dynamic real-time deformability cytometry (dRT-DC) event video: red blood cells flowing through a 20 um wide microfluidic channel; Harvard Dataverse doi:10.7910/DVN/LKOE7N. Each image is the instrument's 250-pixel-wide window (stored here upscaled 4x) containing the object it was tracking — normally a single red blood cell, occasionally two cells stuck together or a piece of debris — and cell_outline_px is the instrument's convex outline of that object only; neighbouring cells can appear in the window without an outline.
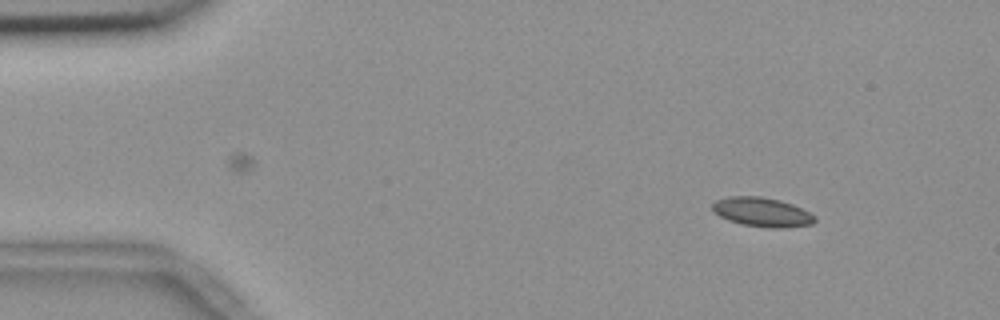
{"species": "common noctule bat (a hibernating species)", "species_latin": "Nyctalus noctula", "temperature_condition": "room temperature", "stored_images_in_passage": 4, "camera_frame_rate_fps": 3000, "um_per_image_px": 0.085, "animal": {"sex": "female", "body_mass_g": 18.4}, "frame": {"image": 1, "passage_image": 1, "time_ms": 0.0, "image_size_px": [1000, 320], "cell_outline_px": [[816, 220], [812, 224], [780, 228], [768, 228], [744, 224], [728, 220], [712, 212], [712, 204], [716, 200], [728, 196], [760, 196], [780, 200], [792, 204], [816, 216]], "centroid_in_image_um": [64.75, 18.02], "position_along_channel_um": 20.3, "area_um2": 17.4}}
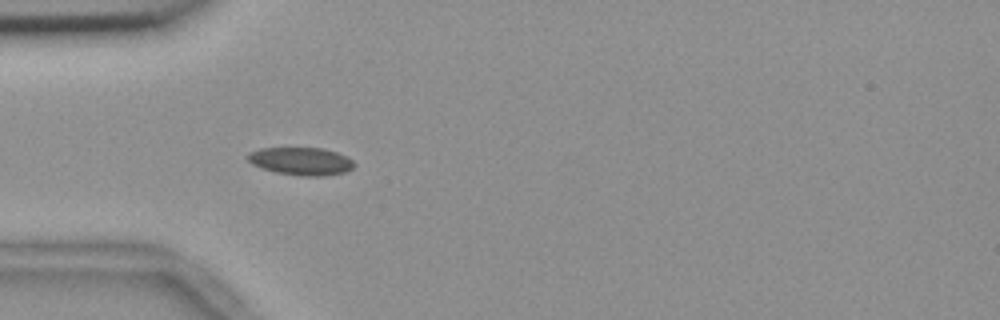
{"frame": {"image": 2, "passage_image": 4, "time_ms": 1.0, "image_size_px": [1000, 320], "cell_outline_px": [[356, 164], [352, 168], [344, 172], [324, 176], [304, 176], [276, 172], [260, 168], [252, 164], [248, 160], [248, 152], [260, 148], [320, 148], [336, 152], [352, 160]], "centroid_in_image_um": [25.56, 13.7], "position_along_channel_um": 59.4, "area_um2": 17.11}}